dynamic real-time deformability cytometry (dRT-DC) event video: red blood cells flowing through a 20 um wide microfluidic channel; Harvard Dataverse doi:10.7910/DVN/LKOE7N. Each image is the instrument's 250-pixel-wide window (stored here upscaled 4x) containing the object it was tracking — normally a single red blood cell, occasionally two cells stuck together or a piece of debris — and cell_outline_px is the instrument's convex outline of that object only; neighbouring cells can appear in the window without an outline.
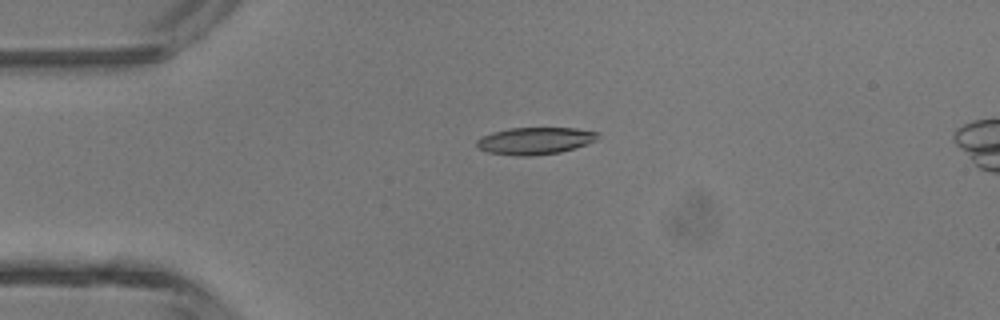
{"species": "common noctule bat (a hibernating species)", "species_latin": "Nyctalus noctula", "temperature_condition": "room temperature", "stored_images_in_passage": 3, "camera_frame_rate_fps": 3000, "um_per_image_px": 0.085, "animal": {"sex": "male", "body_mass_g": 13.3}, "frame": {"image": 1, "passage_image": 3, "time_ms": 0.667, "image_size_px": [1000, 320], "cell_outline_px": [[596, 140], [560, 152], [528, 156], [516, 156], [488, 152], [480, 148], [476, 144], [476, 140], [480, 136], [492, 132], [508, 128], [576, 128], [596, 132]], "centroid_in_image_um": [45.39, 11.96], "position_along_channel_um": 39.6, "area_um2": 18.84}}